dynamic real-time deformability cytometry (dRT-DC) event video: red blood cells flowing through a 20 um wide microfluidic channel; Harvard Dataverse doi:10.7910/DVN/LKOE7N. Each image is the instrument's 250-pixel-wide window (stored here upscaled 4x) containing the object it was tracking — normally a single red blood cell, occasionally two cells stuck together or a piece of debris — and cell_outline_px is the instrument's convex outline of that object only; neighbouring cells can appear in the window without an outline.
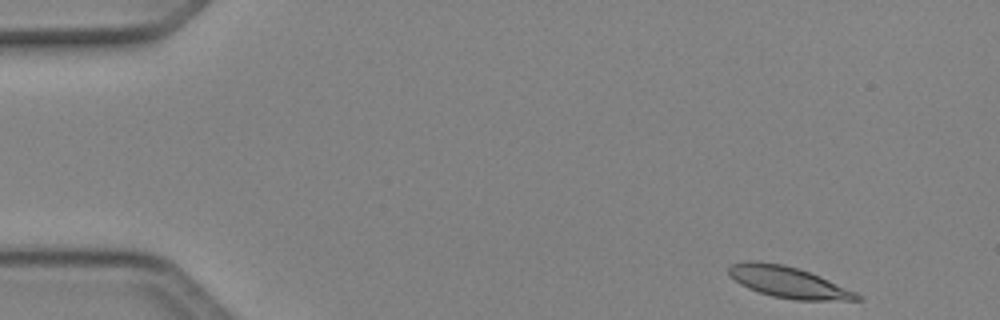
{"species": "Egyptian fruit bat (a non-hibernating species)", "species_latin": "Rousettus aegyptiacus", "temperature_condition": "cold", "stored_images_in_passage": 46, "camera_frame_rate_fps": 3000, "um_per_image_px": 0.085, "animal": {"sex": "female"}, "frame": {"image": 1, "passage_image": 1, "time_ms": 0.0, "image_size_px": [1000, 320], "cell_outline_px": [[864, 300], [796, 300], [772, 296], [748, 288], [740, 284], [728, 276], [728, 268], [732, 264], [744, 260], [756, 260], [784, 264], [820, 276], [856, 292]], "centroid_in_image_um": [66.95, 23.97], "position_along_channel_um": 18.0, "area_um2": 23.35}}
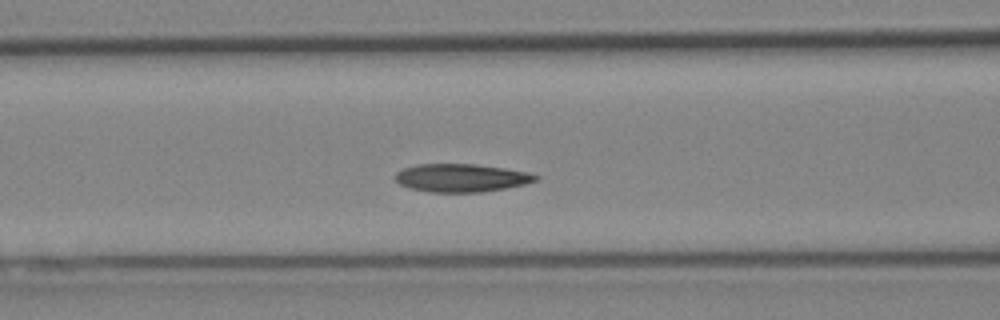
{"frame": {"image": 2, "passage_image": 17, "time_ms": 5.333, "image_size_px": [1000, 320], "cell_outline_px": [[540, 176], [536, 180], [524, 184], [508, 188], [480, 192], [428, 192], [412, 188], [400, 184], [396, 180], [396, 172], [404, 168], [416, 164], [476, 164], [504, 168], [528, 172]], "centroid_in_image_um": [39.22, 15.11], "position_along_channel_um": 127.4, "area_um2": 22.89}}
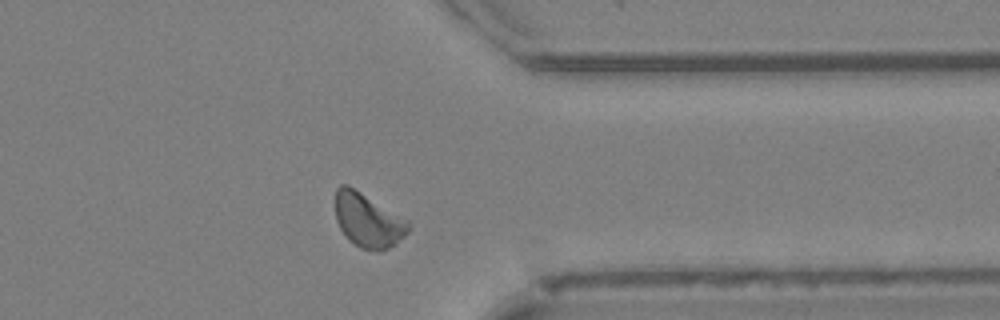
{"frame": {"image": 3, "passage_image": 36, "time_ms": 11.667, "image_size_px": [1000, 320], "cell_outline_px": [[412, 228], [396, 244], [380, 252], [376, 252], [360, 248], [348, 240], [340, 228], [336, 220], [336, 188], [340, 184], [348, 184], [408, 220]], "centroid_in_image_um": [31.29, 18.74], "position_along_channel_um": 380.1, "area_um2": 23.24}, "authors_computed_cell_mechanics": {"area_um2": 22.831, "velocity_mm_per_s": 4.0747, "shape_relaxation_time_tau1_ms": 4.5647, "shape_relaxation_time_tau2_ms": 4.6932, "deformation_change_tau1": 0.1303, "deformation_change_tau2": 0.0541}}